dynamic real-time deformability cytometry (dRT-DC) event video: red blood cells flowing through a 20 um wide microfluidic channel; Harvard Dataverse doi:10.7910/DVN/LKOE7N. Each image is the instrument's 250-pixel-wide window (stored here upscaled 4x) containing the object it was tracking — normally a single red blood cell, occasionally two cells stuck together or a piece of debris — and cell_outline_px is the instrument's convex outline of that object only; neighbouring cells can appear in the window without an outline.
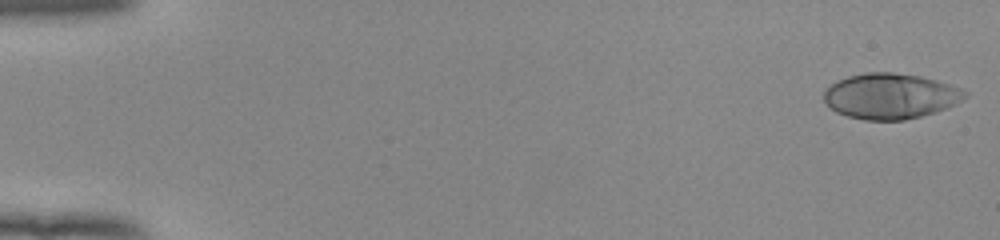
{"species": "human", "species_latin": "Homo sapiens", "temperature_condition": "room temperature", "stored_images_in_passage": 53, "camera_frame_rate_fps": 3000, "um_per_image_px": 0.085, "donor": {"sex": "female"}, "frame": {"image": 1, "passage_image": 1, "time_ms": 0.0, "image_size_px": [1000, 240], "cell_outline_px": [[968, 96], [964, 100], [948, 108], [936, 112], [904, 120], [864, 120], [848, 116], [836, 112], [824, 100], [824, 92], [836, 80], [848, 76], [864, 72], [892, 72], [920, 76], [936, 80], [960, 88], [968, 92]], "centroid_in_image_um": [75.72, 8.17], "position_along_channel_um": 9.3, "area_um2": 37.51}}
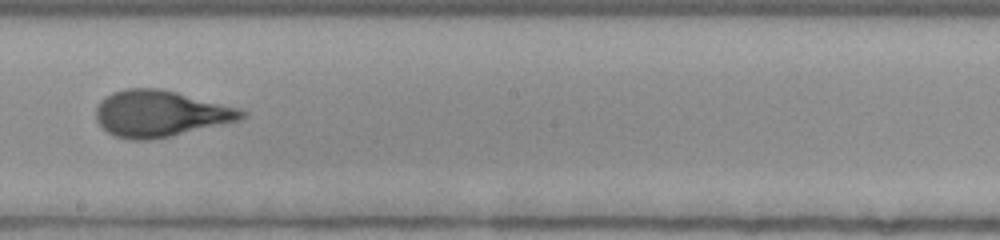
{"frame": {"image": 2, "passage_image": 31, "time_ms": 10.0, "image_size_px": [1000, 240], "cell_outline_px": [[248, 116], [240, 120], [172, 136], [152, 140], [132, 140], [116, 136], [108, 132], [96, 120], [96, 108], [100, 100], [104, 96], [112, 92], [124, 88], [160, 88], [240, 108], [248, 112]], "centroid_in_image_um": [13.63, 9.65], "position_along_channel_um": 234.6, "area_um2": 39.54}}
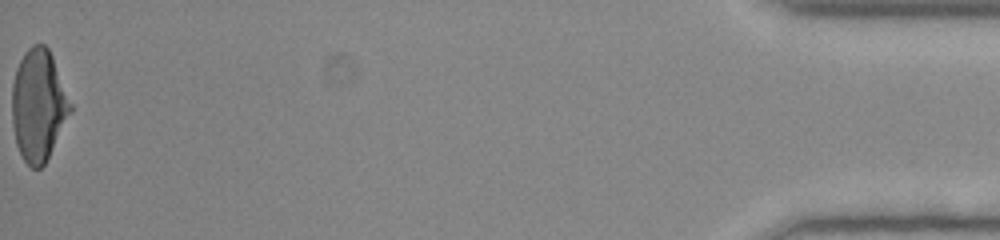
{"frame": {"image": 3, "passage_image": 53, "time_ms": 17.333, "image_size_px": [1000, 240], "cell_outline_px": [[72, 112], [44, 164], [40, 168], [32, 168], [24, 160], [16, 144], [12, 124], [12, 84], [16, 68], [24, 52], [32, 44], [44, 44], [48, 48], [52, 56], [72, 104]], "centroid_in_image_um": [3.26, 8.93], "position_along_channel_um": 431.9, "area_um2": 37.92}, "authors_computed_cell_mechanics": {"area_um2": 38.148, "velocity_mm_per_s": 3.9499, "shape_relaxation_time_tau1_ms": 6.9585, "shape_relaxation_time_tau2_ms": null, "deformation_change_tau1": 0.2824, "deformation_change_tau2": null}}